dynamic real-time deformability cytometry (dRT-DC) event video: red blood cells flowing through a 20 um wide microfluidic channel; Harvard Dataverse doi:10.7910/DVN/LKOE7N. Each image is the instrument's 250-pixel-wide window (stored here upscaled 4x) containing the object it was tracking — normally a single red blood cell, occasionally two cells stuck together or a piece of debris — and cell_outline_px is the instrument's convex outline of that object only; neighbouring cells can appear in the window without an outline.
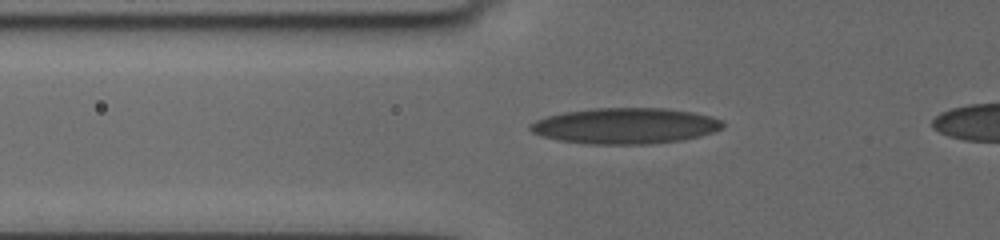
{"species": "human", "species_latin": "Homo sapiens", "temperature_condition": "cold", "stored_images_in_passage": 12, "segment_of_instrument_passage": [1, 2], "camera_frame_rate_fps": 3000, "um_per_image_px": 0.085, "donor": {"sex": "female"}, "frame": {"image": 1, "passage_image": 6, "time_ms": 1.667, "image_size_px": [1000, 240], "cell_outline_px": [[724, 124], [720, 128], [712, 132], [700, 136], [684, 140], [648, 144], [588, 144], [560, 140], [540, 136], [532, 132], [528, 128], [528, 124], [536, 120], [548, 116], [564, 112], [596, 108], [660, 108], [692, 112], [708, 116], [720, 120]], "centroid_in_image_um": [53.1, 10.7], "position_along_channel_um": 72.7, "area_um2": 40.06}}